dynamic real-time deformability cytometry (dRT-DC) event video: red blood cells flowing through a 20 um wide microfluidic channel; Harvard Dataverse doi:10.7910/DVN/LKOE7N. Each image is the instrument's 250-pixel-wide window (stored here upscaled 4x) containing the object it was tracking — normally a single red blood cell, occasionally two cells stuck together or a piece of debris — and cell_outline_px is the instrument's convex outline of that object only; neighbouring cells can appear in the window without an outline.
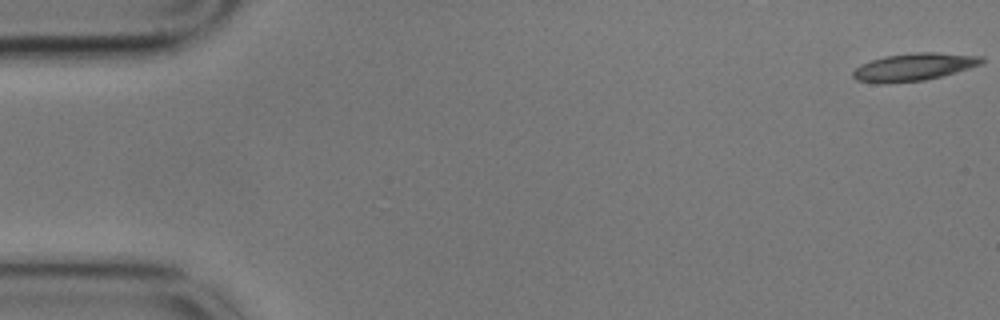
{"species": "common noctule bat (a hibernating species)", "species_latin": "Nyctalus noctula", "temperature_condition": "cold", "stored_images_in_passage": 56, "camera_frame_rate_fps": 3000, "um_per_image_px": 0.085, "animal": {"sex": "male", "body_mass_g": 17.9}, "frame": {"image": 1, "passage_image": 1, "time_ms": 0.0, "image_size_px": [1000, 320], "cell_outline_px": [[984, 60], [980, 64], [956, 72], [924, 80], [884, 84], [880, 84], [856, 80], [852, 76], [852, 72], [860, 64], [884, 56], [916, 52], [936, 52], [984, 56]], "centroid_in_image_um": [77.65, 5.69], "position_along_channel_um": 7.4, "area_um2": 20.69}}
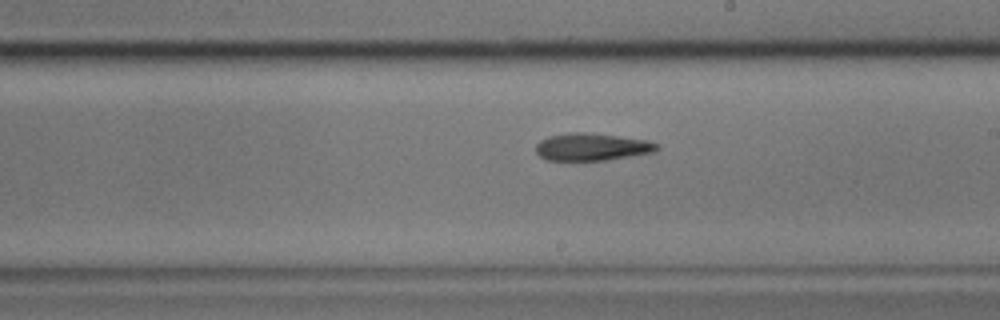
{"frame": {"image": 2, "passage_image": 32, "time_ms": 10.333, "image_size_px": [1000, 320], "cell_outline_px": [[660, 148], [656, 152], [604, 160], [548, 160], [540, 156], [536, 152], [536, 144], [540, 140], [548, 136], [572, 132], [588, 132], [648, 140], [660, 144]], "centroid_in_image_um": [50.34, 12.48], "position_along_channel_um": 238.7, "area_um2": 19.42}}
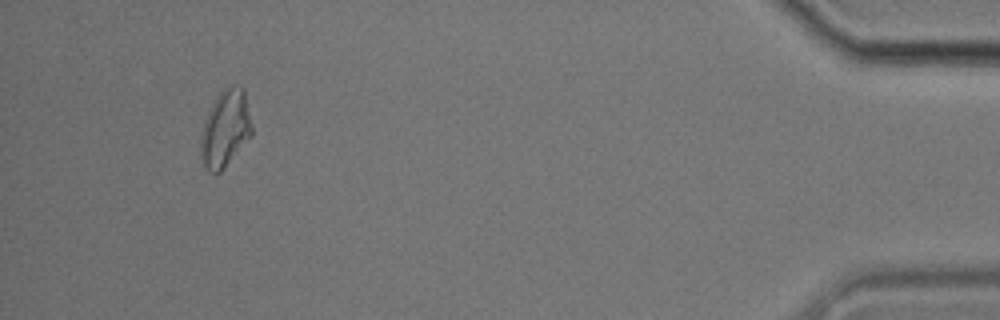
{"frame": {"image": 3, "passage_image": 53, "time_ms": 17.333, "image_size_px": [1000, 320], "cell_outline_px": [[252, 136], [220, 172], [212, 172], [204, 164], [200, 152], [200, 136], [204, 120], [216, 96], [224, 88], [244, 88], [252, 124]], "centroid_in_image_um": [19.16, 10.94], "position_along_channel_um": 416.0, "area_um2": 22.6}, "authors_computed_cell_mechanics": {"area_um2": 20.23, "velocity_mm_per_s": 3.523, "shape_relaxation_time_tau1_ms": 6.8479, "shape_relaxation_time_tau2_ms": null, "deformation_change_tau1": 0.1587, "deformation_change_tau2": null}}